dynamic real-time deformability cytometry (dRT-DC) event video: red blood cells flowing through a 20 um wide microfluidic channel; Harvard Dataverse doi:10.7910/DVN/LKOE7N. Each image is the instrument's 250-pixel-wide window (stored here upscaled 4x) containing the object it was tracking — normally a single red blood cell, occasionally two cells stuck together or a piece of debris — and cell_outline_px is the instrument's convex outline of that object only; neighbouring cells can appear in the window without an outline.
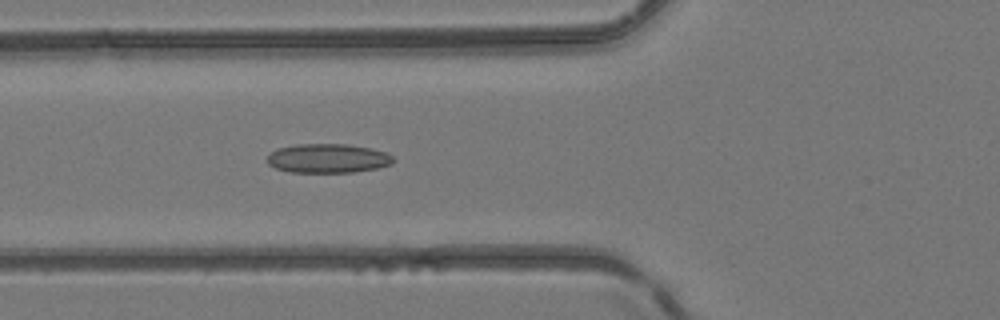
{"species": "common noctule bat (a hibernating species)", "species_latin": "Nyctalus noctula", "temperature_condition": "room temperature", "stored_images_in_passage": 6, "camera_frame_rate_fps": 3000, "um_per_image_px": 0.085, "animal": {"sex": "female", "body_mass_g": 24.6, "forearm_length_mm": 56.2}, "frame": {"image": 1, "passage_image": 6, "time_ms": 5.667, "image_size_px": [1000, 320], "cell_outline_px": [[396, 160], [392, 164], [380, 168], [352, 172], [288, 172], [276, 168], [268, 164], [268, 156], [276, 148], [296, 144], [348, 144], [372, 148], [388, 152]], "centroid_in_image_um": [27.92, 13.45], "position_along_channel_um": 97.9, "area_um2": 21.68}}